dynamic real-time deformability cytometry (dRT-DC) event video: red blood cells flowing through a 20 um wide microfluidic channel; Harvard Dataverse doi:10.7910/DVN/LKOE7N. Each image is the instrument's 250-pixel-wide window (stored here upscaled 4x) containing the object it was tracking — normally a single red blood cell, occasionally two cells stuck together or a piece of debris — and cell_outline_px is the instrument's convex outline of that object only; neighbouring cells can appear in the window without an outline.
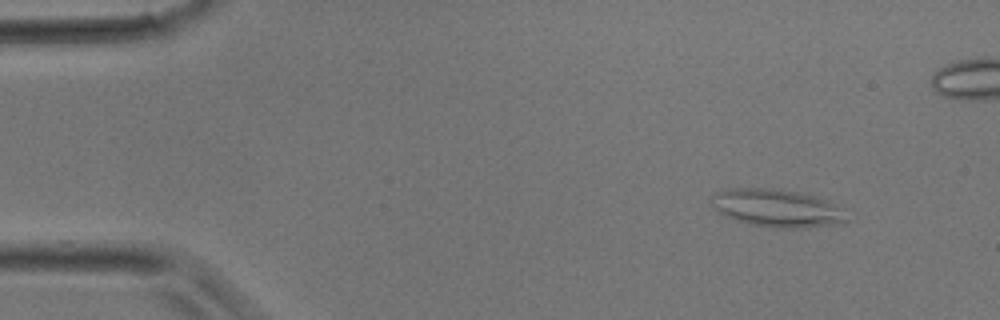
{"species": "common noctule bat (a hibernating species)", "species_latin": "Nyctalus noctula", "temperature_condition": "room temperature", "stored_images_in_passage": 10, "camera_frame_rate_fps": 3000, "um_per_image_px": 0.085, "animal": {"sex": "male", "body_mass_g": 17.9}, "frame": {"image": 1, "passage_image": 4, "time_ms": 1.0, "image_size_px": [1000, 320], "cell_outline_px": [[848, 220], [844, 224], [808, 228], [776, 228], [752, 224], [724, 216], [716, 212], [712, 204], [712, 196], [716, 192], [724, 188], [780, 188], [800, 192], [828, 200]], "centroid_in_image_um": [66.0, 17.68], "position_along_channel_um": 19.0, "area_um2": 29.88}}